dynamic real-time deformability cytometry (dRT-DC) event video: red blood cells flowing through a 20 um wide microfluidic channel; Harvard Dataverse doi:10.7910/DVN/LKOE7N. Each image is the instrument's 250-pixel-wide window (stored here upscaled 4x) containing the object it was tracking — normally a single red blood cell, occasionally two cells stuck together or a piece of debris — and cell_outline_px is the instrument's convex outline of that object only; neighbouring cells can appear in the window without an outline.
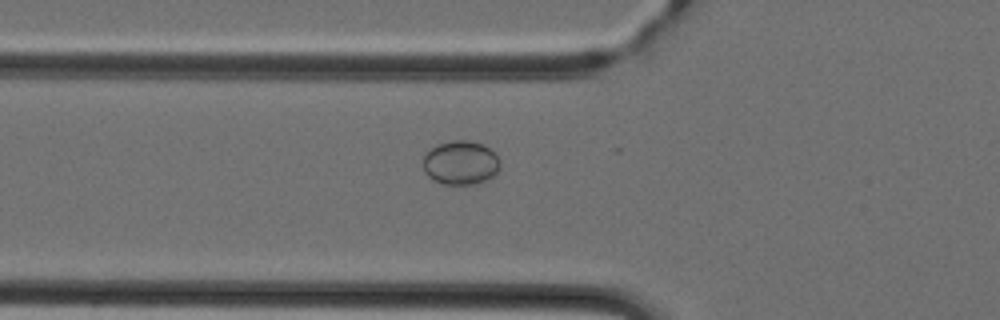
{"species": "Egyptian fruit bat (a non-hibernating species)", "species_latin": "Rousettus aegyptiacus", "temperature_condition": "cold", "stored_images_in_passage": 12, "camera_frame_rate_fps": 3000, "um_per_image_px": 0.085, "animal": {"sex": "female"}, "frame": {"image": 1, "passage_image": 5, "time_ms": 1.333, "image_size_px": [1000, 320], "cell_outline_px": [[500, 168], [492, 176], [476, 184], [440, 184], [432, 180], [424, 172], [424, 152], [436, 144], [452, 140], [468, 140], [484, 144], [500, 160]], "centroid_in_image_um": [39.11, 13.82], "position_along_channel_um": 86.7, "area_um2": 19.88}}
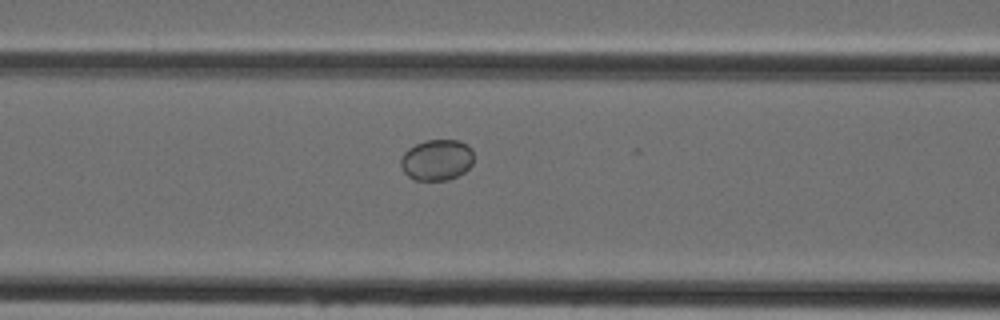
{"frame": {"image": 2, "passage_image": 8, "time_ms": 2.333, "image_size_px": [1000, 320], "cell_outline_px": [[472, 164], [464, 172], [448, 180], [416, 180], [408, 176], [404, 172], [400, 164], [400, 160], [404, 152], [408, 148], [416, 144], [428, 140], [460, 140], [468, 144], [472, 148]], "centroid_in_image_um": [37.13, 13.58], "position_along_channel_um": 129.5, "area_um2": 17.46}}
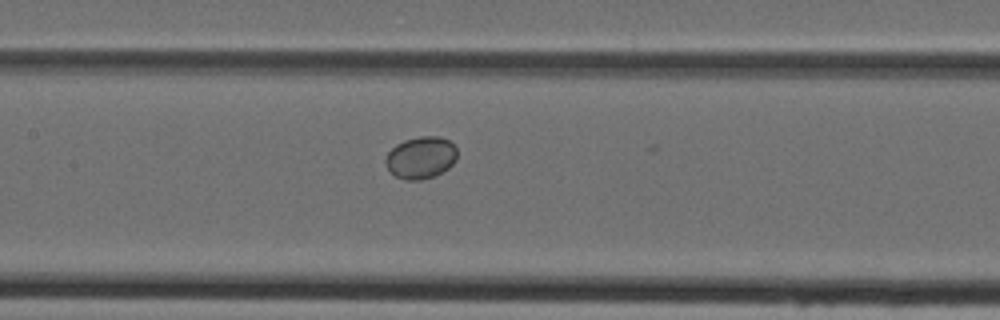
{"frame": {"image": 3, "passage_image": 11, "time_ms": 3.333, "image_size_px": [1000, 320], "cell_outline_px": [[456, 160], [448, 168], [432, 176], [420, 180], [404, 180], [396, 176], [384, 164], [384, 160], [388, 152], [396, 144], [404, 140], [420, 136], [440, 136], [448, 140], [456, 148]], "centroid_in_image_um": [35.75, 13.38], "position_along_channel_um": 171.7, "area_um2": 17.46}}